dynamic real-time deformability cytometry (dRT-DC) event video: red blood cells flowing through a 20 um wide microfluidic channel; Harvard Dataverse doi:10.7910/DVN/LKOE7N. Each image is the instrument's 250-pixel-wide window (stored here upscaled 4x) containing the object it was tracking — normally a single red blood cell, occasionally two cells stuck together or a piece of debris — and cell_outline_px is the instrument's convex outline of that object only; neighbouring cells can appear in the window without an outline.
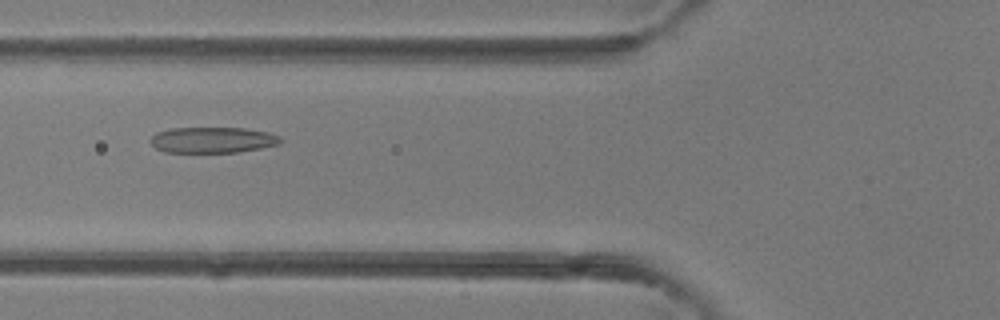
{"species": "common noctule bat (a hibernating species)", "species_latin": "Nyctalus noctula", "temperature_condition": "room temperature", "stored_images_in_passage": 32, "camera_frame_rate_fps": 3000, "um_per_image_px": 0.085, "animal": {"sex": "female"}, "frame": {"image": 1, "passage_image": 7, "time_ms": 2.0, "image_size_px": [1000, 320], "cell_outline_px": [[284, 140], [280, 144], [260, 148], [236, 152], [164, 152], [156, 148], [152, 144], [152, 136], [156, 132], [172, 128], [244, 128], [268, 132], [280, 136]], "centroid_in_image_um": [18.11, 11.89], "position_along_channel_um": 107.7, "area_um2": 19.54}}
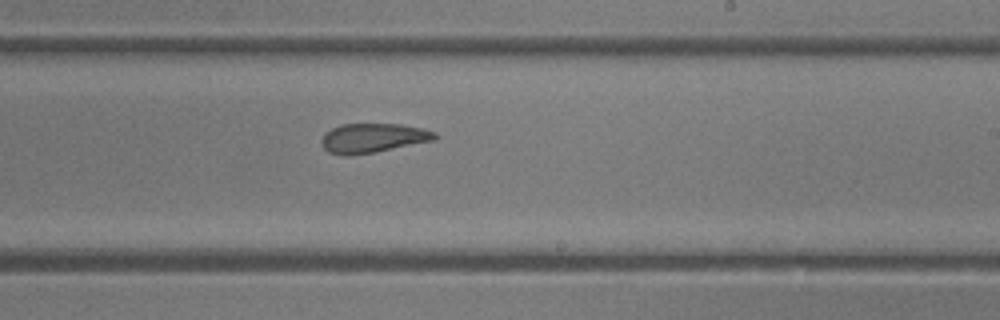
{"frame": {"image": 2, "passage_image": 16, "time_ms": 5.0, "image_size_px": [1000, 320], "cell_outline_px": [[440, 136], [436, 140], [376, 152], [348, 156], [344, 156], [328, 152], [320, 144], [320, 140], [324, 132], [340, 124], [400, 124], [424, 128], [436, 132]], "centroid_in_image_um": [31.71, 11.73], "position_along_channel_um": 257.3, "area_um2": 19.83}}
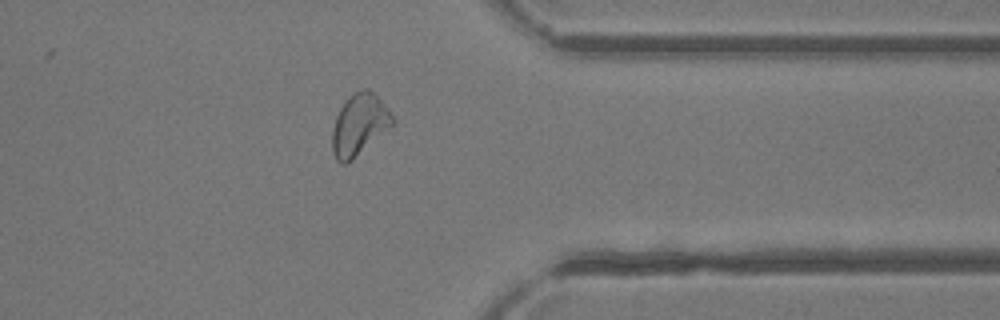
{"frame": {"image": 3, "passage_image": 24, "time_ms": 7.667, "image_size_px": [1000, 320], "cell_outline_px": [[396, 120], [392, 124], [348, 164], [340, 164], [336, 160], [332, 152], [332, 128], [336, 116], [340, 108], [348, 96], [352, 92], [364, 88], [368, 88], [388, 108]], "centroid_in_image_um": [30.5, 10.59], "position_along_channel_um": 380.9, "area_um2": 21.5}}